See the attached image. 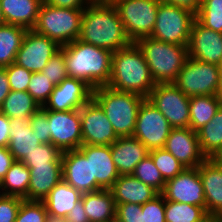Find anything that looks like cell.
Listing matches in <instances>:
<instances>
[{
  "label": "cell",
  "mask_w": 222,
  "mask_h": 222,
  "mask_svg": "<svg viewBox=\"0 0 222 222\" xmlns=\"http://www.w3.org/2000/svg\"><path fill=\"white\" fill-rule=\"evenodd\" d=\"M92 90L84 81L67 77L54 87L43 108L52 111L80 109L92 98Z\"/></svg>",
  "instance_id": "obj_16"
},
{
  "label": "cell",
  "mask_w": 222,
  "mask_h": 222,
  "mask_svg": "<svg viewBox=\"0 0 222 222\" xmlns=\"http://www.w3.org/2000/svg\"><path fill=\"white\" fill-rule=\"evenodd\" d=\"M13 159L12 154L9 152L7 147H0V179L6 175L7 171L10 169Z\"/></svg>",
  "instance_id": "obj_51"
},
{
  "label": "cell",
  "mask_w": 222,
  "mask_h": 222,
  "mask_svg": "<svg viewBox=\"0 0 222 222\" xmlns=\"http://www.w3.org/2000/svg\"><path fill=\"white\" fill-rule=\"evenodd\" d=\"M115 219L120 222H142V205L134 203L116 205Z\"/></svg>",
  "instance_id": "obj_46"
},
{
  "label": "cell",
  "mask_w": 222,
  "mask_h": 222,
  "mask_svg": "<svg viewBox=\"0 0 222 222\" xmlns=\"http://www.w3.org/2000/svg\"><path fill=\"white\" fill-rule=\"evenodd\" d=\"M62 179L82 194L95 192L91 156H84L78 149L62 152Z\"/></svg>",
  "instance_id": "obj_19"
},
{
  "label": "cell",
  "mask_w": 222,
  "mask_h": 222,
  "mask_svg": "<svg viewBox=\"0 0 222 222\" xmlns=\"http://www.w3.org/2000/svg\"><path fill=\"white\" fill-rule=\"evenodd\" d=\"M2 188V180L0 179V190ZM0 195H1V192H0Z\"/></svg>",
  "instance_id": "obj_61"
},
{
  "label": "cell",
  "mask_w": 222,
  "mask_h": 222,
  "mask_svg": "<svg viewBox=\"0 0 222 222\" xmlns=\"http://www.w3.org/2000/svg\"><path fill=\"white\" fill-rule=\"evenodd\" d=\"M116 0H87L89 5L113 4Z\"/></svg>",
  "instance_id": "obj_53"
},
{
  "label": "cell",
  "mask_w": 222,
  "mask_h": 222,
  "mask_svg": "<svg viewBox=\"0 0 222 222\" xmlns=\"http://www.w3.org/2000/svg\"><path fill=\"white\" fill-rule=\"evenodd\" d=\"M194 20L195 14L189 10L160 2L150 37L167 43L188 46Z\"/></svg>",
  "instance_id": "obj_9"
},
{
  "label": "cell",
  "mask_w": 222,
  "mask_h": 222,
  "mask_svg": "<svg viewBox=\"0 0 222 222\" xmlns=\"http://www.w3.org/2000/svg\"><path fill=\"white\" fill-rule=\"evenodd\" d=\"M92 98L104 110L117 137L133 135L138 110L145 97L100 86L92 90Z\"/></svg>",
  "instance_id": "obj_4"
},
{
  "label": "cell",
  "mask_w": 222,
  "mask_h": 222,
  "mask_svg": "<svg viewBox=\"0 0 222 222\" xmlns=\"http://www.w3.org/2000/svg\"><path fill=\"white\" fill-rule=\"evenodd\" d=\"M82 144L111 145L118 139L100 105L91 98L80 108Z\"/></svg>",
  "instance_id": "obj_13"
},
{
  "label": "cell",
  "mask_w": 222,
  "mask_h": 222,
  "mask_svg": "<svg viewBox=\"0 0 222 222\" xmlns=\"http://www.w3.org/2000/svg\"><path fill=\"white\" fill-rule=\"evenodd\" d=\"M44 2L55 7L69 9H84L89 5L87 0H44Z\"/></svg>",
  "instance_id": "obj_49"
},
{
  "label": "cell",
  "mask_w": 222,
  "mask_h": 222,
  "mask_svg": "<svg viewBox=\"0 0 222 222\" xmlns=\"http://www.w3.org/2000/svg\"><path fill=\"white\" fill-rule=\"evenodd\" d=\"M11 91L6 69L0 67V107Z\"/></svg>",
  "instance_id": "obj_52"
},
{
  "label": "cell",
  "mask_w": 222,
  "mask_h": 222,
  "mask_svg": "<svg viewBox=\"0 0 222 222\" xmlns=\"http://www.w3.org/2000/svg\"><path fill=\"white\" fill-rule=\"evenodd\" d=\"M188 57L219 65L222 62V33L204 27L195 19L191 27Z\"/></svg>",
  "instance_id": "obj_18"
},
{
  "label": "cell",
  "mask_w": 222,
  "mask_h": 222,
  "mask_svg": "<svg viewBox=\"0 0 222 222\" xmlns=\"http://www.w3.org/2000/svg\"><path fill=\"white\" fill-rule=\"evenodd\" d=\"M81 198L82 193L62 179L43 202L49 218L64 220Z\"/></svg>",
  "instance_id": "obj_26"
},
{
  "label": "cell",
  "mask_w": 222,
  "mask_h": 222,
  "mask_svg": "<svg viewBox=\"0 0 222 222\" xmlns=\"http://www.w3.org/2000/svg\"><path fill=\"white\" fill-rule=\"evenodd\" d=\"M147 99L164 115L172 128L189 127L190 97L173 83H157Z\"/></svg>",
  "instance_id": "obj_10"
},
{
  "label": "cell",
  "mask_w": 222,
  "mask_h": 222,
  "mask_svg": "<svg viewBox=\"0 0 222 222\" xmlns=\"http://www.w3.org/2000/svg\"><path fill=\"white\" fill-rule=\"evenodd\" d=\"M110 190L115 205L123 203L143 205L159 194L151 186L146 185L132 175H120Z\"/></svg>",
  "instance_id": "obj_24"
},
{
  "label": "cell",
  "mask_w": 222,
  "mask_h": 222,
  "mask_svg": "<svg viewBox=\"0 0 222 222\" xmlns=\"http://www.w3.org/2000/svg\"><path fill=\"white\" fill-rule=\"evenodd\" d=\"M23 200L16 196L0 195V222H15Z\"/></svg>",
  "instance_id": "obj_45"
},
{
  "label": "cell",
  "mask_w": 222,
  "mask_h": 222,
  "mask_svg": "<svg viewBox=\"0 0 222 222\" xmlns=\"http://www.w3.org/2000/svg\"><path fill=\"white\" fill-rule=\"evenodd\" d=\"M26 32L25 28L12 24L0 26V67L4 68L15 62Z\"/></svg>",
  "instance_id": "obj_30"
},
{
  "label": "cell",
  "mask_w": 222,
  "mask_h": 222,
  "mask_svg": "<svg viewBox=\"0 0 222 222\" xmlns=\"http://www.w3.org/2000/svg\"><path fill=\"white\" fill-rule=\"evenodd\" d=\"M41 73L45 74L55 86L69 77L65 63V54L61 49L50 58Z\"/></svg>",
  "instance_id": "obj_41"
},
{
  "label": "cell",
  "mask_w": 222,
  "mask_h": 222,
  "mask_svg": "<svg viewBox=\"0 0 222 222\" xmlns=\"http://www.w3.org/2000/svg\"><path fill=\"white\" fill-rule=\"evenodd\" d=\"M82 202L89 222H112L116 205L110 189L83 193Z\"/></svg>",
  "instance_id": "obj_28"
},
{
  "label": "cell",
  "mask_w": 222,
  "mask_h": 222,
  "mask_svg": "<svg viewBox=\"0 0 222 222\" xmlns=\"http://www.w3.org/2000/svg\"><path fill=\"white\" fill-rule=\"evenodd\" d=\"M48 219L49 216L43 201L23 200L15 222H47Z\"/></svg>",
  "instance_id": "obj_40"
},
{
  "label": "cell",
  "mask_w": 222,
  "mask_h": 222,
  "mask_svg": "<svg viewBox=\"0 0 222 222\" xmlns=\"http://www.w3.org/2000/svg\"><path fill=\"white\" fill-rule=\"evenodd\" d=\"M149 156L152 158L165 181L173 179L186 168L164 148L150 150Z\"/></svg>",
  "instance_id": "obj_37"
},
{
  "label": "cell",
  "mask_w": 222,
  "mask_h": 222,
  "mask_svg": "<svg viewBox=\"0 0 222 222\" xmlns=\"http://www.w3.org/2000/svg\"><path fill=\"white\" fill-rule=\"evenodd\" d=\"M10 119L0 111V147H7L10 141Z\"/></svg>",
  "instance_id": "obj_50"
},
{
  "label": "cell",
  "mask_w": 222,
  "mask_h": 222,
  "mask_svg": "<svg viewBox=\"0 0 222 222\" xmlns=\"http://www.w3.org/2000/svg\"><path fill=\"white\" fill-rule=\"evenodd\" d=\"M29 125L37 139L41 143H51V134L49 132V121L47 110L40 107L33 115L29 117Z\"/></svg>",
  "instance_id": "obj_44"
},
{
  "label": "cell",
  "mask_w": 222,
  "mask_h": 222,
  "mask_svg": "<svg viewBox=\"0 0 222 222\" xmlns=\"http://www.w3.org/2000/svg\"><path fill=\"white\" fill-rule=\"evenodd\" d=\"M64 222H89L82 199L71 209V212L68 213L67 217L64 219Z\"/></svg>",
  "instance_id": "obj_47"
},
{
  "label": "cell",
  "mask_w": 222,
  "mask_h": 222,
  "mask_svg": "<svg viewBox=\"0 0 222 222\" xmlns=\"http://www.w3.org/2000/svg\"><path fill=\"white\" fill-rule=\"evenodd\" d=\"M78 150L84 156H91L92 179H96V191L111 189L120 174L113 162L110 145L82 144Z\"/></svg>",
  "instance_id": "obj_20"
},
{
  "label": "cell",
  "mask_w": 222,
  "mask_h": 222,
  "mask_svg": "<svg viewBox=\"0 0 222 222\" xmlns=\"http://www.w3.org/2000/svg\"><path fill=\"white\" fill-rule=\"evenodd\" d=\"M222 106L220 95L192 96L189 101V127L197 132L207 124Z\"/></svg>",
  "instance_id": "obj_29"
},
{
  "label": "cell",
  "mask_w": 222,
  "mask_h": 222,
  "mask_svg": "<svg viewBox=\"0 0 222 222\" xmlns=\"http://www.w3.org/2000/svg\"><path fill=\"white\" fill-rule=\"evenodd\" d=\"M143 52L155 83H173L188 58V46L167 43L152 37L135 42Z\"/></svg>",
  "instance_id": "obj_5"
},
{
  "label": "cell",
  "mask_w": 222,
  "mask_h": 222,
  "mask_svg": "<svg viewBox=\"0 0 222 222\" xmlns=\"http://www.w3.org/2000/svg\"><path fill=\"white\" fill-rule=\"evenodd\" d=\"M4 68L6 69L10 89L12 91H27L32 72L15 62Z\"/></svg>",
  "instance_id": "obj_42"
},
{
  "label": "cell",
  "mask_w": 222,
  "mask_h": 222,
  "mask_svg": "<svg viewBox=\"0 0 222 222\" xmlns=\"http://www.w3.org/2000/svg\"><path fill=\"white\" fill-rule=\"evenodd\" d=\"M161 194L165 200L201 206L206 210L199 166L195 168H185L173 179L166 181Z\"/></svg>",
  "instance_id": "obj_15"
},
{
  "label": "cell",
  "mask_w": 222,
  "mask_h": 222,
  "mask_svg": "<svg viewBox=\"0 0 222 222\" xmlns=\"http://www.w3.org/2000/svg\"><path fill=\"white\" fill-rule=\"evenodd\" d=\"M44 0H0L5 24H12L32 29L37 21L41 4Z\"/></svg>",
  "instance_id": "obj_25"
},
{
  "label": "cell",
  "mask_w": 222,
  "mask_h": 222,
  "mask_svg": "<svg viewBox=\"0 0 222 222\" xmlns=\"http://www.w3.org/2000/svg\"><path fill=\"white\" fill-rule=\"evenodd\" d=\"M5 24V20L3 18V15H2V11H1V8H0V26Z\"/></svg>",
  "instance_id": "obj_56"
},
{
  "label": "cell",
  "mask_w": 222,
  "mask_h": 222,
  "mask_svg": "<svg viewBox=\"0 0 222 222\" xmlns=\"http://www.w3.org/2000/svg\"><path fill=\"white\" fill-rule=\"evenodd\" d=\"M159 1L162 3L175 5L177 7L189 10L195 15L199 11L202 2V0H159Z\"/></svg>",
  "instance_id": "obj_48"
},
{
  "label": "cell",
  "mask_w": 222,
  "mask_h": 222,
  "mask_svg": "<svg viewBox=\"0 0 222 222\" xmlns=\"http://www.w3.org/2000/svg\"><path fill=\"white\" fill-rule=\"evenodd\" d=\"M51 143L61 152L76 150L82 145L80 109L47 110Z\"/></svg>",
  "instance_id": "obj_12"
},
{
  "label": "cell",
  "mask_w": 222,
  "mask_h": 222,
  "mask_svg": "<svg viewBox=\"0 0 222 222\" xmlns=\"http://www.w3.org/2000/svg\"><path fill=\"white\" fill-rule=\"evenodd\" d=\"M83 12L84 9L60 8L43 1L32 29L62 47L79 39Z\"/></svg>",
  "instance_id": "obj_6"
},
{
  "label": "cell",
  "mask_w": 222,
  "mask_h": 222,
  "mask_svg": "<svg viewBox=\"0 0 222 222\" xmlns=\"http://www.w3.org/2000/svg\"><path fill=\"white\" fill-rule=\"evenodd\" d=\"M155 85L143 52L135 42L112 53L111 77L107 86L147 98Z\"/></svg>",
  "instance_id": "obj_3"
},
{
  "label": "cell",
  "mask_w": 222,
  "mask_h": 222,
  "mask_svg": "<svg viewBox=\"0 0 222 222\" xmlns=\"http://www.w3.org/2000/svg\"><path fill=\"white\" fill-rule=\"evenodd\" d=\"M164 149L186 168L198 167L207 159L201 152L197 132L190 127L172 128Z\"/></svg>",
  "instance_id": "obj_17"
},
{
  "label": "cell",
  "mask_w": 222,
  "mask_h": 222,
  "mask_svg": "<svg viewBox=\"0 0 222 222\" xmlns=\"http://www.w3.org/2000/svg\"><path fill=\"white\" fill-rule=\"evenodd\" d=\"M40 105L27 91H10L4 99L0 111L8 118H29Z\"/></svg>",
  "instance_id": "obj_33"
},
{
  "label": "cell",
  "mask_w": 222,
  "mask_h": 222,
  "mask_svg": "<svg viewBox=\"0 0 222 222\" xmlns=\"http://www.w3.org/2000/svg\"><path fill=\"white\" fill-rule=\"evenodd\" d=\"M215 222H222V218H215Z\"/></svg>",
  "instance_id": "obj_60"
},
{
  "label": "cell",
  "mask_w": 222,
  "mask_h": 222,
  "mask_svg": "<svg viewBox=\"0 0 222 222\" xmlns=\"http://www.w3.org/2000/svg\"><path fill=\"white\" fill-rule=\"evenodd\" d=\"M201 152L213 158L222 147V106L214 117L197 131Z\"/></svg>",
  "instance_id": "obj_31"
},
{
  "label": "cell",
  "mask_w": 222,
  "mask_h": 222,
  "mask_svg": "<svg viewBox=\"0 0 222 222\" xmlns=\"http://www.w3.org/2000/svg\"><path fill=\"white\" fill-rule=\"evenodd\" d=\"M10 119V141L7 146L15 161H21L26 154H30L41 142L29 125V118Z\"/></svg>",
  "instance_id": "obj_27"
},
{
  "label": "cell",
  "mask_w": 222,
  "mask_h": 222,
  "mask_svg": "<svg viewBox=\"0 0 222 222\" xmlns=\"http://www.w3.org/2000/svg\"><path fill=\"white\" fill-rule=\"evenodd\" d=\"M173 84L188 97L221 95L218 65L190 57Z\"/></svg>",
  "instance_id": "obj_7"
},
{
  "label": "cell",
  "mask_w": 222,
  "mask_h": 222,
  "mask_svg": "<svg viewBox=\"0 0 222 222\" xmlns=\"http://www.w3.org/2000/svg\"><path fill=\"white\" fill-rule=\"evenodd\" d=\"M21 162L25 165L62 164V152L52 143H41Z\"/></svg>",
  "instance_id": "obj_38"
},
{
  "label": "cell",
  "mask_w": 222,
  "mask_h": 222,
  "mask_svg": "<svg viewBox=\"0 0 222 222\" xmlns=\"http://www.w3.org/2000/svg\"><path fill=\"white\" fill-rule=\"evenodd\" d=\"M47 222H64V220L51 219L49 218Z\"/></svg>",
  "instance_id": "obj_57"
},
{
  "label": "cell",
  "mask_w": 222,
  "mask_h": 222,
  "mask_svg": "<svg viewBox=\"0 0 222 222\" xmlns=\"http://www.w3.org/2000/svg\"><path fill=\"white\" fill-rule=\"evenodd\" d=\"M199 174L207 214L210 217L222 218V163L207 158L199 165Z\"/></svg>",
  "instance_id": "obj_21"
},
{
  "label": "cell",
  "mask_w": 222,
  "mask_h": 222,
  "mask_svg": "<svg viewBox=\"0 0 222 222\" xmlns=\"http://www.w3.org/2000/svg\"><path fill=\"white\" fill-rule=\"evenodd\" d=\"M55 85L41 72L32 73L27 92L33 99L43 107L48 101L50 94L54 90Z\"/></svg>",
  "instance_id": "obj_39"
},
{
  "label": "cell",
  "mask_w": 222,
  "mask_h": 222,
  "mask_svg": "<svg viewBox=\"0 0 222 222\" xmlns=\"http://www.w3.org/2000/svg\"><path fill=\"white\" fill-rule=\"evenodd\" d=\"M172 127L164 115L146 98L139 107L133 135L149 150L164 148Z\"/></svg>",
  "instance_id": "obj_11"
},
{
  "label": "cell",
  "mask_w": 222,
  "mask_h": 222,
  "mask_svg": "<svg viewBox=\"0 0 222 222\" xmlns=\"http://www.w3.org/2000/svg\"><path fill=\"white\" fill-rule=\"evenodd\" d=\"M220 93H221V99H222V80H220Z\"/></svg>",
  "instance_id": "obj_59"
},
{
  "label": "cell",
  "mask_w": 222,
  "mask_h": 222,
  "mask_svg": "<svg viewBox=\"0 0 222 222\" xmlns=\"http://www.w3.org/2000/svg\"><path fill=\"white\" fill-rule=\"evenodd\" d=\"M209 218L201 206L165 200V222H206Z\"/></svg>",
  "instance_id": "obj_34"
},
{
  "label": "cell",
  "mask_w": 222,
  "mask_h": 222,
  "mask_svg": "<svg viewBox=\"0 0 222 222\" xmlns=\"http://www.w3.org/2000/svg\"><path fill=\"white\" fill-rule=\"evenodd\" d=\"M29 183L30 169L23 162L14 161L2 179L1 195L16 196L27 200Z\"/></svg>",
  "instance_id": "obj_32"
},
{
  "label": "cell",
  "mask_w": 222,
  "mask_h": 222,
  "mask_svg": "<svg viewBox=\"0 0 222 222\" xmlns=\"http://www.w3.org/2000/svg\"><path fill=\"white\" fill-rule=\"evenodd\" d=\"M61 46L46 35L33 29L27 30L22 45L17 52L15 63L28 71L41 72L50 58L60 50Z\"/></svg>",
  "instance_id": "obj_14"
},
{
  "label": "cell",
  "mask_w": 222,
  "mask_h": 222,
  "mask_svg": "<svg viewBox=\"0 0 222 222\" xmlns=\"http://www.w3.org/2000/svg\"><path fill=\"white\" fill-rule=\"evenodd\" d=\"M111 154L120 175H131L136 165L149 155V149L134 136L118 137L111 145Z\"/></svg>",
  "instance_id": "obj_22"
},
{
  "label": "cell",
  "mask_w": 222,
  "mask_h": 222,
  "mask_svg": "<svg viewBox=\"0 0 222 222\" xmlns=\"http://www.w3.org/2000/svg\"><path fill=\"white\" fill-rule=\"evenodd\" d=\"M219 68V80H222V62L218 65Z\"/></svg>",
  "instance_id": "obj_55"
},
{
  "label": "cell",
  "mask_w": 222,
  "mask_h": 222,
  "mask_svg": "<svg viewBox=\"0 0 222 222\" xmlns=\"http://www.w3.org/2000/svg\"><path fill=\"white\" fill-rule=\"evenodd\" d=\"M65 54L69 77L80 79L92 89L107 86L111 77L112 52L79 39L60 48Z\"/></svg>",
  "instance_id": "obj_2"
},
{
  "label": "cell",
  "mask_w": 222,
  "mask_h": 222,
  "mask_svg": "<svg viewBox=\"0 0 222 222\" xmlns=\"http://www.w3.org/2000/svg\"><path fill=\"white\" fill-rule=\"evenodd\" d=\"M131 175L151 186L158 193L164 190L166 181L149 155L136 165Z\"/></svg>",
  "instance_id": "obj_35"
},
{
  "label": "cell",
  "mask_w": 222,
  "mask_h": 222,
  "mask_svg": "<svg viewBox=\"0 0 222 222\" xmlns=\"http://www.w3.org/2000/svg\"><path fill=\"white\" fill-rule=\"evenodd\" d=\"M30 169L28 201H43L62 180V164L26 165Z\"/></svg>",
  "instance_id": "obj_23"
},
{
  "label": "cell",
  "mask_w": 222,
  "mask_h": 222,
  "mask_svg": "<svg viewBox=\"0 0 222 222\" xmlns=\"http://www.w3.org/2000/svg\"><path fill=\"white\" fill-rule=\"evenodd\" d=\"M142 222H165V198L161 193L142 205Z\"/></svg>",
  "instance_id": "obj_43"
},
{
  "label": "cell",
  "mask_w": 222,
  "mask_h": 222,
  "mask_svg": "<svg viewBox=\"0 0 222 222\" xmlns=\"http://www.w3.org/2000/svg\"><path fill=\"white\" fill-rule=\"evenodd\" d=\"M159 3V0H116L113 3L131 42L151 36Z\"/></svg>",
  "instance_id": "obj_8"
},
{
  "label": "cell",
  "mask_w": 222,
  "mask_h": 222,
  "mask_svg": "<svg viewBox=\"0 0 222 222\" xmlns=\"http://www.w3.org/2000/svg\"><path fill=\"white\" fill-rule=\"evenodd\" d=\"M213 160L222 163V147L220 151L212 158Z\"/></svg>",
  "instance_id": "obj_54"
},
{
  "label": "cell",
  "mask_w": 222,
  "mask_h": 222,
  "mask_svg": "<svg viewBox=\"0 0 222 222\" xmlns=\"http://www.w3.org/2000/svg\"><path fill=\"white\" fill-rule=\"evenodd\" d=\"M79 40L112 53L132 43L113 4L84 8Z\"/></svg>",
  "instance_id": "obj_1"
},
{
  "label": "cell",
  "mask_w": 222,
  "mask_h": 222,
  "mask_svg": "<svg viewBox=\"0 0 222 222\" xmlns=\"http://www.w3.org/2000/svg\"><path fill=\"white\" fill-rule=\"evenodd\" d=\"M195 19L204 27L222 33V0H202Z\"/></svg>",
  "instance_id": "obj_36"
},
{
  "label": "cell",
  "mask_w": 222,
  "mask_h": 222,
  "mask_svg": "<svg viewBox=\"0 0 222 222\" xmlns=\"http://www.w3.org/2000/svg\"><path fill=\"white\" fill-rule=\"evenodd\" d=\"M206 222H215V218L214 217H210Z\"/></svg>",
  "instance_id": "obj_58"
}]
</instances>
